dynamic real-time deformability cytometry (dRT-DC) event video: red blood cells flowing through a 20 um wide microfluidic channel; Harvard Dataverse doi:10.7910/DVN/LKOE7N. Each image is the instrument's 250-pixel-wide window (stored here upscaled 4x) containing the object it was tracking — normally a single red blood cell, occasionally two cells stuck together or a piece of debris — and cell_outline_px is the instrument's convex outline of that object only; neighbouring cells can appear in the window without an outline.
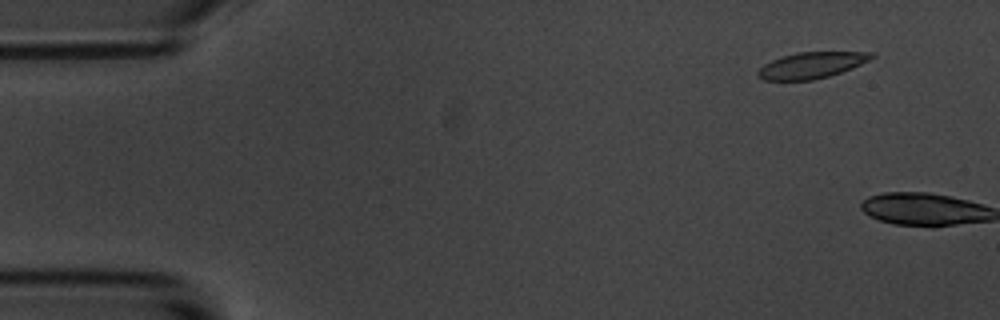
{"species": "common noctule bat (a hibernating species)", "species_latin": "Nyctalus noctula", "temperature_condition": "room temperature", "stored_images_in_passage": 3, "camera_frame_rate_fps": 3000, "um_per_image_px": 0.085, "animal": {"sex": "male", "body_mass_g": 20.1, "forearm_length_mm": 53.5}, "frame": {"image": 1, "passage_image": 2, "time_ms": 1.333, "image_size_px": [1000, 320], "cell_outline_px": [[876, 56], [852, 68], [828, 76], [812, 80], [764, 80], [756, 76], [756, 72], [764, 64], [772, 60], [796, 52], [876, 52]], "centroid_in_image_um": [68.97, 5.54], "position_along_channel_um": 16.0, "area_um2": 17.22}}